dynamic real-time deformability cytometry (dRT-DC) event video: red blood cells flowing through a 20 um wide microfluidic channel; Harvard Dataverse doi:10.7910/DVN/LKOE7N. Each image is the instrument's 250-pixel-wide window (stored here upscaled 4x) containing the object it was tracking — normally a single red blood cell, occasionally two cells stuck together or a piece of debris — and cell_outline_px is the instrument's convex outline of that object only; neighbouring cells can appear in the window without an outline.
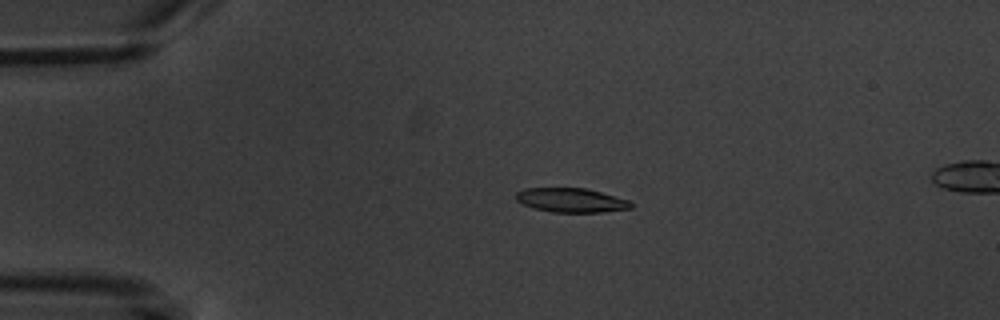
{"species": "common noctule bat (a hibernating species)", "species_latin": "Nyctalus noctula", "temperature_condition": "warm", "stored_images_in_passage": 6, "camera_frame_rate_fps": 3000, "um_per_image_px": 0.085, "animal": {"sex": "male", "body_mass_g": 20.1, "forearm_length_mm": 53.5}, "frame": {"image": 1, "passage_image": 4, "time_ms": 3.333, "image_size_px": [1000, 320], "cell_outline_px": [[632, 208], [600, 212], [552, 212], [536, 208], [524, 204], [516, 200], [516, 192], [524, 188], [588, 188], [632, 200]], "centroid_in_image_um": [48.6, 17.0], "position_along_channel_um": 36.4, "area_um2": 16.3}}